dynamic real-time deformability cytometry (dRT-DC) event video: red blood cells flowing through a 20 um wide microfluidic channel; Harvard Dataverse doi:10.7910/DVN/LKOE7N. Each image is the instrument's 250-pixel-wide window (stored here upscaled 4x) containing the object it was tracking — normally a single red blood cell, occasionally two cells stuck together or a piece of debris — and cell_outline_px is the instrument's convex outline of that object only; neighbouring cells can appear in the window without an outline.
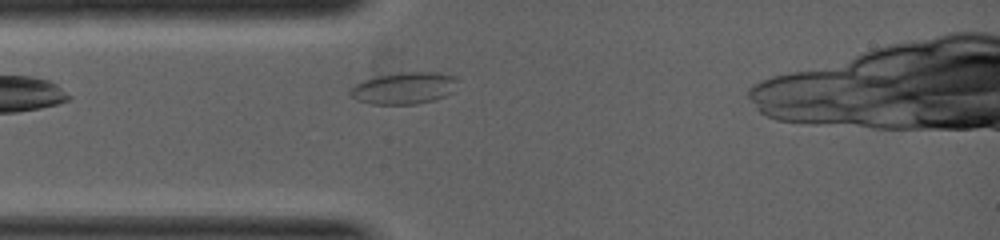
{"species": "common noctule bat (a hibernating species)", "species_latin": "Nyctalus noctula", "temperature_condition": "warm", "stored_images_in_passage": 3, "camera_frame_rate_fps": 5000, "um_per_image_px": 0.085, "animal": {"sex": "female", "body_mass_g": 19.0, "forearm_length_mm": 53.3}, "frame": {"image": 1, "passage_image": 3, "time_ms": 2.0, "image_size_px": [1000, 240], "cell_outline_px": [[460, 80], [452, 92], [436, 100], [416, 104], [372, 104], [356, 100], [348, 92], [348, 88], [364, 80], [376, 76], [396, 72], [440, 72], [456, 76]], "centroid_in_image_um": [34.36, 7.48], "position_along_channel_um": 50.6, "area_um2": 20.35}}